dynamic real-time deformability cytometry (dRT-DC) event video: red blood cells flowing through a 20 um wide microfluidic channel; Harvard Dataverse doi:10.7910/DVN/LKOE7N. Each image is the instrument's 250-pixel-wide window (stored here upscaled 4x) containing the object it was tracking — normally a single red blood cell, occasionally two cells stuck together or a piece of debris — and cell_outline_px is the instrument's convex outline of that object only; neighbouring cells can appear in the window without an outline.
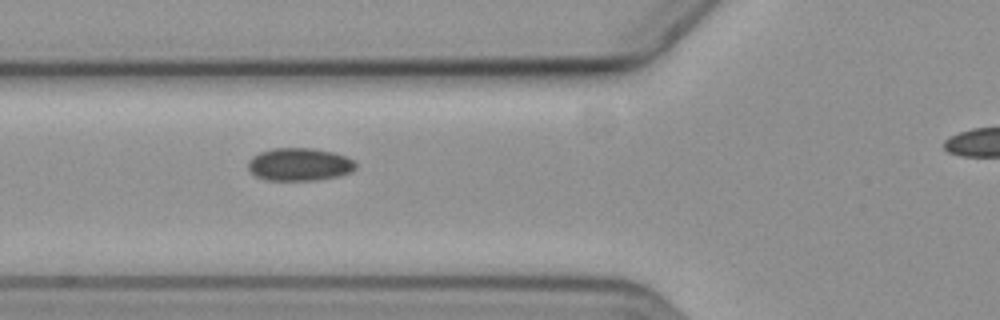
{"species": "common noctule bat (a hibernating species)", "species_latin": "Nyctalus noctula", "temperature_condition": "cold", "stored_images_in_passage": 7, "camera_frame_rate_fps": 3000, "um_per_image_px": 0.085, "animal": {"sex": "female", "body_mass_g": 19.3, "forearm_length_mm": 54.1}, "frame": {"image": 1, "passage_image": 2, "time_ms": 1.0, "image_size_px": [1000, 320], "cell_outline_px": [[356, 168], [352, 172], [340, 176], [316, 180], [264, 180], [256, 176], [248, 168], [248, 160], [252, 156], [260, 152], [272, 148], [312, 148], [332, 152], [356, 160]], "centroid_in_image_um": [25.46, 13.98], "position_along_channel_um": 100.3, "area_um2": 20.75}}
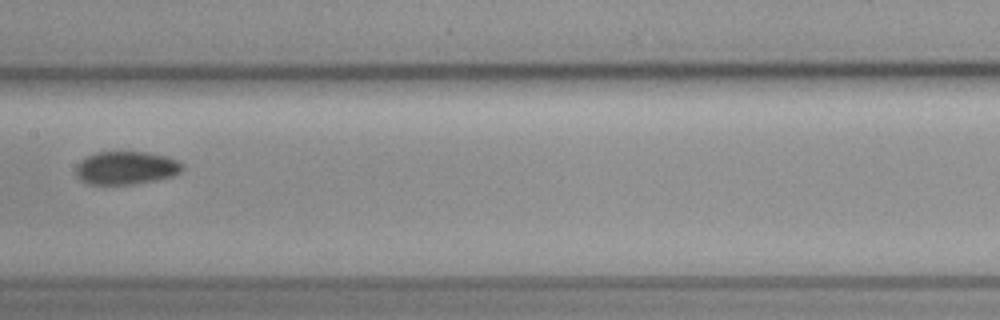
{"frame": {"image": 2, "passage_image": 4, "time_ms": 3.667, "image_size_px": [1000, 320], "cell_outline_px": [[184, 168], [180, 172], [172, 176], [156, 180], [136, 184], [88, 184], [80, 180], [76, 176], [76, 164], [80, 160], [96, 152], [148, 152], [164, 156], [176, 160]], "centroid_in_image_um": [10.68, 14.28], "position_along_channel_um": 196.7, "area_um2": 20.52}}